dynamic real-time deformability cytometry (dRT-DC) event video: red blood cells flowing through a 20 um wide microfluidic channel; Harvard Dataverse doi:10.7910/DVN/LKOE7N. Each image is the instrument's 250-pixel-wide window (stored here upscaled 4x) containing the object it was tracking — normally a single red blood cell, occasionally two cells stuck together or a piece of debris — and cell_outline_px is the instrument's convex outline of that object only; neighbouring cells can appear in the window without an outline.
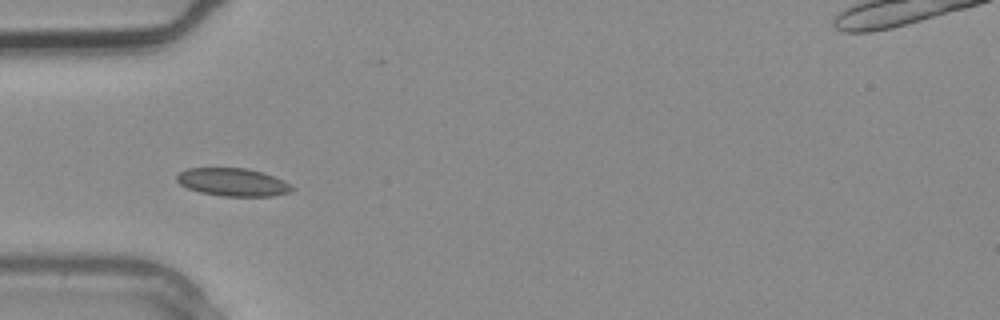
{"species": "common noctule bat (a hibernating species)", "species_latin": "Nyctalus noctula", "temperature_condition": "warm", "stored_images_in_passage": 1, "camera_frame_rate_fps": 3000, "um_per_image_px": 0.085, "animal": {"sex": "male", "body_mass_g": 20.4}, "frame": {"image": 1, "passage_image": 1, "time_ms": 0.0, "image_size_px": [1000, 320], "cell_outline_px": [[296, 188], [292, 192], [272, 196], [220, 196], [200, 192], [188, 188], [180, 184], [176, 180], [176, 176], [180, 172], [188, 168], [244, 168], [264, 172], [292, 184]], "centroid_in_image_um": [19.83, 15.49], "position_along_channel_um": 65.2, "area_um2": 18.9}}